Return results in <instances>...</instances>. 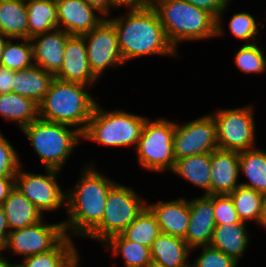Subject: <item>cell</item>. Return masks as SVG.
<instances>
[{
    "instance_id": "obj_19",
    "label": "cell",
    "mask_w": 266,
    "mask_h": 267,
    "mask_svg": "<svg viewBox=\"0 0 266 267\" xmlns=\"http://www.w3.org/2000/svg\"><path fill=\"white\" fill-rule=\"evenodd\" d=\"M147 207L156 217L161 233L185 238L190 220L188 199L161 200L152 204L147 202Z\"/></svg>"
},
{
    "instance_id": "obj_28",
    "label": "cell",
    "mask_w": 266,
    "mask_h": 267,
    "mask_svg": "<svg viewBox=\"0 0 266 267\" xmlns=\"http://www.w3.org/2000/svg\"><path fill=\"white\" fill-rule=\"evenodd\" d=\"M26 0H0V32L14 39L27 38Z\"/></svg>"
},
{
    "instance_id": "obj_48",
    "label": "cell",
    "mask_w": 266,
    "mask_h": 267,
    "mask_svg": "<svg viewBox=\"0 0 266 267\" xmlns=\"http://www.w3.org/2000/svg\"><path fill=\"white\" fill-rule=\"evenodd\" d=\"M143 267H163L160 263H157L153 260L147 262Z\"/></svg>"
},
{
    "instance_id": "obj_33",
    "label": "cell",
    "mask_w": 266,
    "mask_h": 267,
    "mask_svg": "<svg viewBox=\"0 0 266 267\" xmlns=\"http://www.w3.org/2000/svg\"><path fill=\"white\" fill-rule=\"evenodd\" d=\"M9 38L6 41L4 51L0 60V66L9 68L14 71L23 70L34 64L33 46L28 38H17L21 41L13 43Z\"/></svg>"
},
{
    "instance_id": "obj_31",
    "label": "cell",
    "mask_w": 266,
    "mask_h": 267,
    "mask_svg": "<svg viewBox=\"0 0 266 267\" xmlns=\"http://www.w3.org/2000/svg\"><path fill=\"white\" fill-rule=\"evenodd\" d=\"M160 227L152 211L146 206L137 218L121 233L127 240L150 247L160 235Z\"/></svg>"
},
{
    "instance_id": "obj_21",
    "label": "cell",
    "mask_w": 266,
    "mask_h": 267,
    "mask_svg": "<svg viewBox=\"0 0 266 267\" xmlns=\"http://www.w3.org/2000/svg\"><path fill=\"white\" fill-rule=\"evenodd\" d=\"M54 78L53 74L33 64L23 70L14 71L12 92L30 98L39 104L47 94Z\"/></svg>"
},
{
    "instance_id": "obj_46",
    "label": "cell",
    "mask_w": 266,
    "mask_h": 267,
    "mask_svg": "<svg viewBox=\"0 0 266 267\" xmlns=\"http://www.w3.org/2000/svg\"><path fill=\"white\" fill-rule=\"evenodd\" d=\"M7 257L3 255V253L0 251V267H11L12 262H9Z\"/></svg>"
},
{
    "instance_id": "obj_35",
    "label": "cell",
    "mask_w": 266,
    "mask_h": 267,
    "mask_svg": "<svg viewBox=\"0 0 266 267\" xmlns=\"http://www.w3.org/2000/svg\"><path fill=\"white\" fill-rule=\"evenodd\" d=\"M228 23V30H230V33L239 40H244L246 44L259 42L256 41L257 35L260 31L258 30V26L261 24L263 28L264 24L260 22L258 24L257 20H255L254 16L250 13L245 11L235 13L232 15Z\"/></svg>"
},
{
    "instance_id": "obj_40",
    "label": "cell",
    "mask_w": 266,
    "mask_h": 267,
    "mask_svg": "<svg viewBox=\"0 0 266 267\" xmlns=\"http://www.w3.org/2000/svg\"><path fill=\"white\" fill-rule=\"evenodd\" d=\"M14 70L0 66V95L12 92Z\"/></svg>"
},
{
    "instance_id": "obj_15",
    "label": "cell",
    "mask_w": 266,
    "mask_h": 267,
    "mask_svg": "<svg viewBox=\"0 0 266 267\" xmlns=\"http://www.w3.org/2000/svg\"><path fill=\"white\" fill-rule=\"evenodd\" d=\"M58 28L70 35H84L105 17L85 0H55Z\"/></svg>"
},
{
    "instance_id": "obj_32",
    "label": "cell",
    "mask_w": 266,
    "mask_h": 267,
    "mask_svg": "<svg viewBox=\"0 0 266 267\" xmlns=\"http://www.w3.org/2000/svg\"><path fill=\"white\" fill-rule=\"evenodd\" d=\"M234 204L236 212L242 222L255 221L261 226L262 195L258 191L243 186L237 187L228 194Z\"/></svg>"
},
{
    "instance_id": "obj_14",
    "label": "cell",
    "mask_w": 266,
    "mask_h": 267,
    "mask_svg": "<svg viewBox=\"0 0 266 267\" xmlns=\"http://www.w3.org/2000/svg\"><path fill=\"white\" fill-rule=\"evenodd\" d=\"M189 201L190 220L185 242L191 248L210 245L216 227L213 208V195L203 194L201 197Z\"/></svg>"
},
{
    "instance_id": "obj_42",
    "label": "cell",
    "mask_w": 266,
    "mask_h": 267,
    "mask_svg": "<svg viewBox=\"0 0 266 267\" xmlns=\"http://www.w3.org/2000/svg\"><path fill=\"white\" fill-rule=\"evenodd\" d=\"M15 188V177H0V205Z\"/></svg>"
},
{
    "instance_id": "obj_5",
    "label": "cell",
    "mask_w": 266,
    "mask_h": 267,
    "mask_svg": "<svg viewBox=\"0 0 266 267\" xmlns=\"http://www.w3.org/2000/svg\"><path fill=\"white\" fill-rule=\"evenodd\" d=\"M70 127L38 118L21 131L30 141L43 167L62 171L82 140V134Z\"/></svg>"
},
{
    "instance_id": "obj_8",
    "label": "cell",
    "mask_w": 266,
    "mask_h": 267,
    "mask_svg": "<svg viewBox=\"0 0 266 267\" xmlns=\"http://www.w3.org/2000/svg\"><path fill=\"white\" fill-rule=\"evenodd\" d=\"M175 121L159 117L145 121L136 147L137 160L143 169L157 173L171 172L175 165L173 137Z\"/></svg>"
},
{
    "instance_id": "obj_20",
    "label": "cell",
    "mask_w": 266,
    "mask_h": 267,
    "mask_svg": "<svg viewBox=\"0 0 266 267\" xmlns=\"http://www.w3.org/2000/svg\"><path fill=\"white\" fill-rule=\"evenodd\" d=\"M151 258L163 267H188L191 248L183 238L160 233L150 246Z\"/></svg>"
},
{
    "instance_id": "obj_1",
    "label": "cell",
    "mask_w": 266,
    "mask_h": 267,
    "mask_svg": "<svg viewBox=\"0 0 266 267\" xmlns=\"http://www.w3.org/2000/svg\"><path fill=\"white\" fill-rule=\"evenodd\" d=\"M107 19L116 29L124 63L155 54L171 58L179 55L169 42L158 14L151 5L129 7L121 16Z\"/></svg>"
},
{
    "instance_id": "obj_39",
    "label": "cell",
    "mask_w": 266,
    "mask_h": 267,
    "mask_svg": "<svg viewBox=\"0 0 266 267\" xmlns=\"http://www.w3.org/2000/svg\"><path fill=\"white\" fill-rule=\"evenodd\" d=\"M187 2L193 4L197 8L203 9L210 14H212L217 19V35L216 37H222L225 35V29H223L222 23L223 15L225 11L227 12V7L231 0H186Z\"/></svg>"
},
{
    "instance_id": "obj_29",
    "label": "cell",
    "mask_w": 266,
    "mask_h": 267,
    "mask_svg": "<svg viewBox=\"0 0 266 267\" xmlns=\"http://www.w3.org/2000/svg\"><path fill=\"white\" fill-rule=\"evenodd\" d=\"M240 174L247 181L240 186L253 189L261 194L266 193V150L257 147L239 152Z\"/></svg>"
},
{
    "instance_id": "obj_41",
    "label": "cell",
    "mask_w": 266,
    "mask_h": 267,
    "mask_svg": "<svg viewBox=\"0 0 266 267\" xmlns=\"http://www.w3.org/2000/svg\"><path fill=\"white\" fill-rule=\"evenodd\" d=\"M90 6L94 7L99 13H101L105 18L111 16V8L118 9L113 0H85Z\"/></svg>"
},
{
    "instance_id": "obj_36",
    "label": "cell",
    "mask_w": 266,
    "mask_h": 267,
    "mask_svg": "<svg viewBox=\"0 0 266 267\" xmlns=\"http://www.w3.org/2000/svg\"><path fill=\"white\" fill-rule=\"evenodd\" d=\"M17 150L0 131V177H15L22 164Z\"/></svg>"
},
{
    "instance_id": "obj_10",
    "label": "cell",
    "mask_w": 266,
    "mask_h": 267,
    "mask_svg": "<svg viewBox=\"0 0 266 267\" xmlns=\"http://www.w3.org/2000/svg\"><path fill=\"white\" fill-rule=\"evenodd\" d=\"M19 166L15 174V188L21 192L44 216V212L60 210L66 206V191L57 178L60 170L45 168V174L29 173ZM22 168V169H21Z\"/></svg>"
},
{
    "instance_id": "obj_6",
    "label": "cell",
    "mask_w": 266,
    "mask_h": 267,
    "mask_svg": "<svg viewBox=\"0 0 266 267\" xmlns=\"http://www.w3.org/2000/svg\"><path fill=\"white\" fill-rule=\"evenodd\" d=\"M148 117L121 110H106L98 103L88 121L82 140L110 147L134 146L136 149Z\"/></svg>"
},
{
    "instance_id": "obj_24",
    "label": "cell",
    "mask_w": 266,
    "mask_h": 267,
    "mask_svg": "<svg viewBox=\"0 0 266 267\" xmlns=\"http://www.w3.org/2000/svg\"><path fill=\"white\" fill-rule=\"evenodd\" d=\"M1 205L10 231L32 226L44 218L35 205L16 188Z\"/></svg>"
},
{
    "instance_id": "obj_12",
    "label": "cell",
    "mask_w": 266,
    "mask_h": 267,
    "mask_svg": "<svg viewBox=\"0 0 266 267\" xmlns=\"http://www.w3.org/2000/svg\"><path fill=\"white\" fill-rule=\"evenodd\" d=\"M173 149L175 160L218 149L213 116L207 113L185 124L175 123Z\"/></svg>"
},
{
    "instance_id": "obj_37",
    "label": "cell",
    "mask_w": 266,
    "mask_h": 267,
    "mask_svg": "<svg viewBox=\"0 0 266 267\" xmlns=\"http://www.w3.org/2000/svg\"><path fill=\"white\" fill-rule=\"evenodd\" d=\"M201 247L199 256L191 263L193 267H238V262L211 245Z\"/></svg>"
},
{
    "instance_id": "obj_2",
    "label": "cell",
    "mask_w": 266,
    "mask_h": 267,
    "mask_svg": "<svg viewBox=\"0 0 266 267\" xmlns=\"http://www.w3.org/2000/svg\"><path fill=\"white\" fill-rule=\"evenodd\" d=\"M93 162L83 166L76 185L66 192L68 218L63 220L68 237L86 238L102 221L108 192L117 183L96 171Z\"/></svg>"
},
{
    "instance_id": "obj_43",
    "label": "cell",
    "mask_w": 266,
    "mask_h": 267,
    "mask_svg": "<svg viewBox=\"0 0 266 267\" xmlns=\"http://www.w3.org/2000/svg\"><path fill=\"white\" fill-rule=\"evenodd\" d=\"M10 230L2 205H0V251L5 246Z\"/></svg>"
},
{
    "instance_id": "obj_7",
    "label": "cell",
    "mask_w": 266,
    "mask_h": 267,
    "mask_svg": "<svg viewBox=\"0 0 266 267\" xmlns=\"http://www.w3.org/2000/svg\"><path fill=\"white\" fill-rule=\"evenodd\" d=\"M147 206V200L132 187L116 183L108 192L104 216L86 237L103 245L112 236L121 234Z\"/></svg>"
},
{
    "instance_id": "obj_9",
    "label": "cell",
    "mask_w": 266,
    "mask_h": 267,
    "mask_svg": "<svg viewBox=\"0 0 266 267\" xmlns=\"http://www.w3.org/2000/svg\"><path fill=\"white\" fill-rule=\"evenodd\" d=\"M210 114L216 124L219 149L241 152L256 147V126L252 105L220 108Z\"/></svg>"
},
{
    "instance_id": "obj_17",
    "label": "cell",
    "mask_w": 266,
    "mask_h": 267,
    "mask_svg": "<svg viewBox=\"0 0 266 267\" xmlns=\"http://www.w3.org/2000/svg\"><path fill=\"white\" fill-rule=\"evenodd\" d=\"M69 36L70 34L57 28L32 37L34 64L55 76L61 69L64 47Z\"/></svg>"
},
{
    "instance_id": "obj_4",
    "label": "cell",
    "mask_w": 266,
    "mask_h": 267,
    "mask_svg": "<svg viewBox=\"0 0 266 267\" xmlns=\"http://www.w3.org/2000/svg\"><path fill=\"white\" fill-rule=\"evenodd\" d=\"M150 5L176 51L184 41L216 38L217 19L186 0H153Z\"/></svg>"
},
{
    "instance_id": "obj_13",
    "label": "cell",
    "mask_w": 266,
    "mask_h": 267,
    "mask_svg": "<svg viewBox=\"0 0 266 267\" xmlns=\"http://www.w3.org/2000/svg\"><path fill=\"white\" fill-rule=\"evenodd\" d=\"M81 36L86 44L90 70L98 79L107 69L125 64L119 49L116 29L107 18L89 33Z\"/></svg>"
},
{
    "instance_id": "obj_44",
    "label": "cell",
    "mask_w": 266,
    "mask_h": 267,
    "mask_svg": "<svg viewBox=\"0 0 266 267\" xmlns=\"http://www.w3.org/2000/svg\"><path fill=\"white\" fill-rule=\"evenodd\" d=\"M115 5L120 9L123 7H141V6H146L150 5L149 0H113Z\"/></svg>"
},
{
    "instance_id": "obj_34",
    "label": "cell",
    "mask_w": 266,
    "mask_h": 267,
    "mask_svg": "<svg viewBox=\"0 0 266 267\" xmlns=\"http://www.w3.org/2000/svg\"><path fill=\"white\" fill-rule=\"evenodd\" d=\"M258 42L243 44L234 54V63L245 74H264L266 71V57Z\"/></svg>"
},
{
    "instance_id": "obj_49",
    "label": "cell",
    "mask_w": 266,
    "mask_h": 267,
    "mask_svg": "<svg viewBox=\"0 0 266 267\" xmlns=\"http://www.w3.org/2000/svg\"><path fill=\"white\" fill-rule=\"evenodd\" d=\"M11 267H22L18 262L12 263Z\"/></svg>"
},
{
    "instance_id": "obj_26",
    "label": "cell",
    "mask_w": 266,
    "mask_h": 267,
    "mask_svg": "<svg viewBox=\"0 0 266 267\" xmlns=\"http://www.w3.org/2000/svg\"><path fill=\"white\" fill-rule=\"evenodd\" d=\"M0 116L23 129L39 118V105L19 94L5 93L0 95Z\"/></svg>"
},
{
    "instance_id": "obj_22",
    "label": "cell",
    "mask_w": 266,
    "mask_h": 267,
    "mask_svg": "<svg viewBox=\"0 0 266 267\" xmlns=\"http://www.w3.org/2000/svg\"><path fill=\"white\" fill-rule=\"evenodd\" d=\"M245 222L216 226L210 245L240 262L251 240Z\"/></svg>"
},
{
    "instance_id": "obj_3",
    "label": "cell",
    "mask_w": 266,
    "mask_h": 267,
    "mask_svg": "<svg viewBox=\"0 0 266 267\" xmlns=\"http://www.w3.org/2000/svg\"><path fill=\"white\" fill-rule=\"evenodd\" d=\"M88 87L54 78L38 104L39 118L71 126L83 134L97 104Z\"/></svg>"
},
{
    "instance_id": "obj_16",
    "label": "cell",
    "mask_w": 266,
    "mask_h": 267,
    "mask_svg": "<svg viewBox=\"0 0 266 267\" xmlns=\"http://www.w3.org/2000/svg\"><path fill=\"white\" fill-rule=\"evenodd\" d=\"M55 78L92 86L98 78L90 70L84 38L70 35L64 47L63 63Z\"/></svg>"
},
{
    "instance_id": "obj_25",
    "label": "cell",
    "mask_w": 266,
    "mask_h": 267,
    "mask_svg": "<svg viewBox=\"0 0 266 267\" xmlns=\"http://www.w3.org/2000/svg\"><path fill=\"white\" fill-rule=\"evenodd\" d=\"M211 153L193 155L175 160L172 173L189 183L202 188L205 195H211Z\"/></svg>"
},
{
    "instance_id": "obj_30",
    "label": "cell",
    "mask_w": 266,
    "mask_h": 267,
    "mask_svg": "<svg viewBox=\"0 0 266 267\" xmlns=\"http://www.w3.org/2000/svg\"><path fill=\"white\" fill-rule=\"evenodd\" d=\"M112 257L122 255L125 267H143L151 261L150 247L127 240L122 234L112 236L103 244Z\"/></svg>"
},
{
    "instance_id": "obj_38",
    "label": "cell",
    "mask_w": 266,
    "mask_h": 267,
    "mask_svg": "<svg viewBox=\"0 0 266 267\" xmlns=\"http://www.w3.org/2000/svg\"><path fill=\"white\" fill-rule=\"evenodd\" d=\"M213 208L216 226L233 225L242 222L228 194L213 195Z\"/></svg>"
},
{
    "instance_id": "obj_18",
    "label": "cell",
    "mask_w": 266,
    "mask_h": 267,
    "mask_svg": "<svg viewBox=\"0 0 266 267\" xmlns=\"http://www.w3.org/2000/svg\"><path fill=\"white\" fill-rule=\"evenodd\" d=\"M211 195H226L240 186L239 152L216 149L211 153Z\"/></svg>"
},
{
    "instance_id": "obj_11",
    "label": "cell",
    "mask_w": 266,
    "mask_h": 267,
    "mask_svg": "<svg viewBox=\"0 0 266 267\" xmlns=\"http://www.w3.org/2000/svg\"><path fill=\"white\" fill-rule=\"evenodd\" d=\"M65 236L62 221L48 224L43 218L32 226L11 230L1 252L7 250L26 258L53 249Z\"/></svg>"
},
{
    "instance_id": "obj_27",
    "label": "cell",
    "mask_w": 266,
    "mask_h": 267,
    "mask_svg": "<svg viewBox=\"0 0 266 267\" xmlns=\"http://www.w3.org/2000/svg\"><path fill=\"white\" fill-rule=\"evenodd\" d=\"M26 6L28 39L58 28L55 0H26Z\"/></svg>"
},
{
    "instance_id": "obj_47",
    "label": "cell",
    "mask_w": 266,
    "mask_h": 267,
    "mask_svg": "<svg viewBox=\"0 0 266 267\" xmlns=\"http://www.w3.org/2000/svg\"><path fill=\"white\" fill-rule=\"evenodd\" d=\"M8 39H9V38L6 37V36H3V35L0 36V60H1L2 53H3L4 48H5L6 41H7Z\"/></svg>"
},
{
    "instance_id": "obj_23",
    "label": "cell",
    "mask_w": 266,
    "mask_h": 267,
    "mask_svg": "<svg viewBox=\"0 0 266 267\" xmlns=\"http://www.w3.org/2000/svg\"><path fill=\"white\" fill-rule=\"evenodd\" d=\"M73 239L67 235L51 250L22 258V267H80V255Z\"/></svg>"
},
{
    "instance_id": "obj_45",
    "label": "cell",
    "mask_w": 266,
    "mask_h": 267,
    "mask_svg": "<svg viewBox=\"0 0 266 267\" xmlns=\"http://www.w3.org/2000/svg\"><path fill=\"white\" fill-rule=\"evenodd\" d=\"M261 227L266 229V193L262 195Z\"/></svg>"
}]
</instances>
